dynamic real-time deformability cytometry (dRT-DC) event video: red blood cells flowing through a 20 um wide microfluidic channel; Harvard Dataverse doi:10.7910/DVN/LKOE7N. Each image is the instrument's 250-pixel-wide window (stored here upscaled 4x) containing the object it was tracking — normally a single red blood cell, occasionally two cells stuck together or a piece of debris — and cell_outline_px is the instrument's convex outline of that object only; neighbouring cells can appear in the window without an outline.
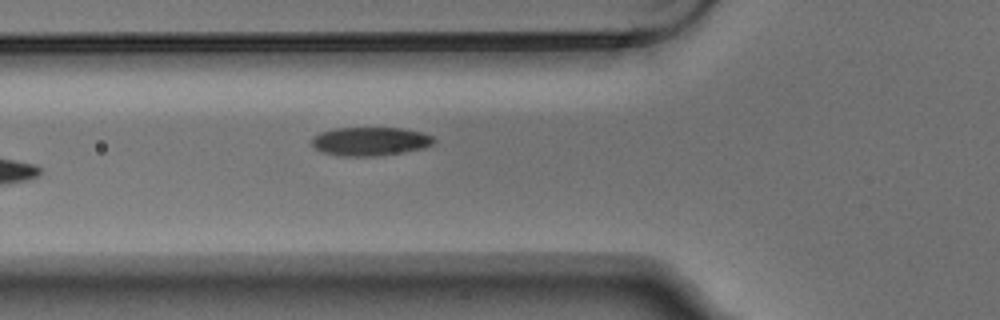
{"species": "Egyptian fruit bat (a non-hibernating species)", "species_latin": "Rousettus aegyptiacus", "temperature_condition": "warm", "stored_images_in_passage": 6, "camera_frame_rate_fps": 3000, "um_per_image_px": 0.085, "animal": {"sex": "male"}, "frame": {"image": 1, "passage_image": 6, "time_ms": 1.667, "image_size_px": [1000, 320], "cell_outline_px": [[436, 140], [432, 144], [424, 148], [404, 152], [376, 156], [340, 156], [320, 152], [312, 144], [312, 136], [320, 132], [336, 128], [400, 128], [424, 132], [432, 136]], "centroid_in_image_um": [31.47, 12.02], "position_along_channel_um": 94.3, "area_um2": 20.52}}